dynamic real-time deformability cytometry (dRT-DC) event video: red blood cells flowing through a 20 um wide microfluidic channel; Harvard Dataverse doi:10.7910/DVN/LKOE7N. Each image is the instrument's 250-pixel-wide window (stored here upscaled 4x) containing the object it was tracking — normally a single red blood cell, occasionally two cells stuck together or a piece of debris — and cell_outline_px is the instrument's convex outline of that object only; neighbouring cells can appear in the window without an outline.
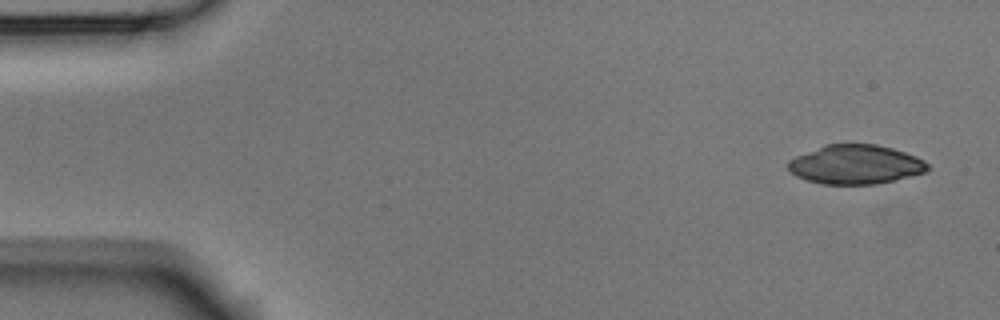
{"species": "Egyptian fruit bat (a non-hibernating species)", "species_latin": "Rousettus aegyptiacus", "temperature_condition": "room temperature", "stored_images_in_passage": 6, "camera_frame_rate_fps": 3000, "um_per_image_px": 0.085, "animal": {"sex": "male"}, "frame": {"image": 1, "passage_image": 1, "time_ms": 0.0, "image_size_px": [1000, 320], "cell_outline_px": [[932, 168], [928, 172], [876, 184], [820, 184], [796, 176], [788, 168], [788, 160], [796, 156], [824, 144], [876, 144], [892, 148], [916, 156], [924, 160]], "centroid_in_image_um": [72.75, 13.98], "position_along_channel_um": 12.3, "area_um2": 31.96}}
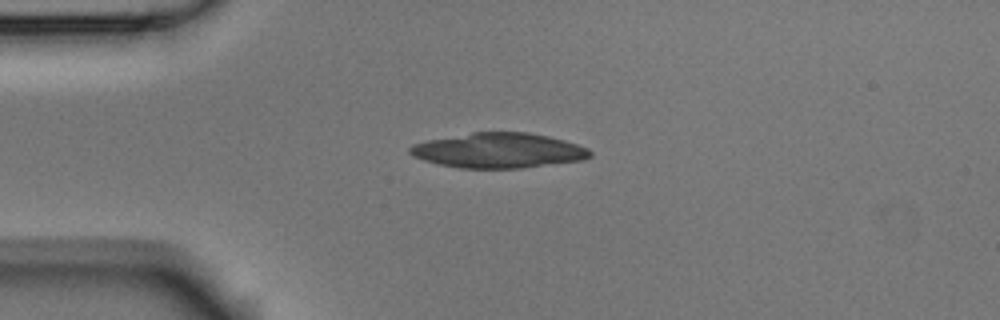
{"frame": {"image": 2, "passage_image": 4, "time_ms": 1.0, "image_size_px": [1000, 320], "cell_outline_px": [[592, 156], [584, 160], [520, 168], [460, 168], [440, 164], [424, 160], [412, 156], [408, 152], [408, 148], [412, 144], [428, 140], [472, 132], [528, 132], [548, 136], [564, 140], [588, 148], [592, 152]], "centroid_in_image_um": [42.38, 12.79], "position_along_channel_um": 42.6, "area_um2": 36.76}}